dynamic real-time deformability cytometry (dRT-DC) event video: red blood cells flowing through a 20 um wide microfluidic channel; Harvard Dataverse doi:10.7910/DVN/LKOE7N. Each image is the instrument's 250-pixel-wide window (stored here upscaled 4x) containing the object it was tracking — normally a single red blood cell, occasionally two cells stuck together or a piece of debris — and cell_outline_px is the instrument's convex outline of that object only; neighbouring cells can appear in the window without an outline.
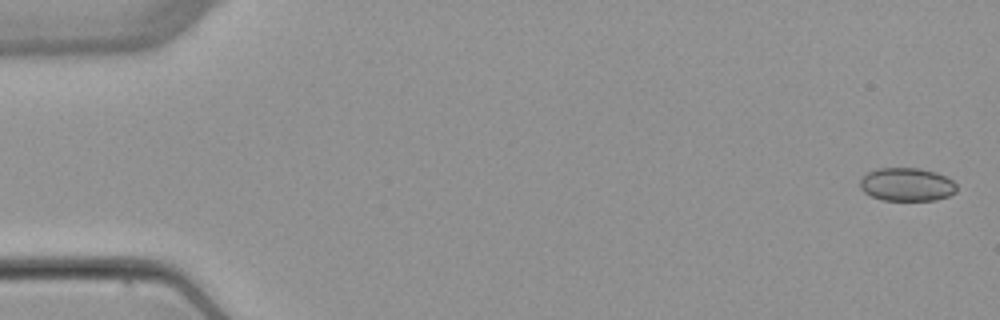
{"species": "common noctule bat (a hibernating species)", "species_latin": "Nyctalus noctula", "temperature_condition": "warm", "stored_images_in_passage": 5, "camera_frame_rate_fps": 3000, "um_per_image_px": 0.085, "animal": {"sex": "female", "body_mass_g": 22.7, "forearm_length_mm": 54.2}, "frame": {"image": 1, "passage_image": 1, "time_ms": 0.0, "image_size_px": [1000, 320], "cell_outline_px": [[956, 192], [948, 196], [936, 200], [880, 200], [864, 192], [860, 188], [860, 180], [868, 172], [876, 168], [920, 168], [936, 172], [952, 180], [956, 184]], "centroid_in_image_um": [77.07, 15.68], "position_along_channel_um": 7.9, "area_um2": 18.79}}
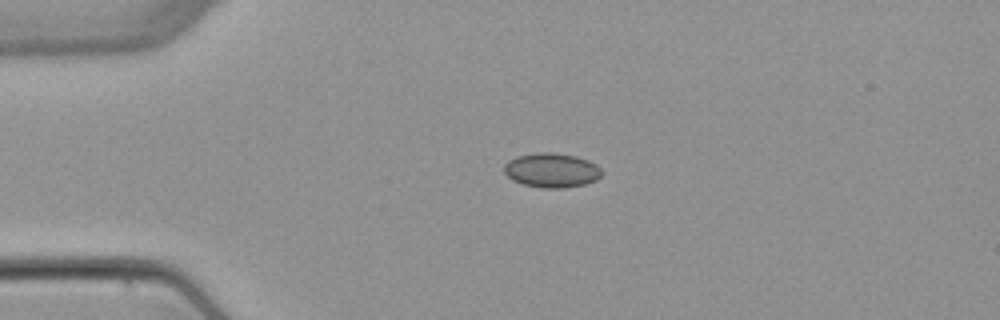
{"frame": {"image": 2, "passage_image": 4, "time_ms": 3.667, "image_size_px": [1000, 320], "cell_outline_px": [[604, 172], [596, 180], [584, 184], [564, 188], [544, 188], [524, 184], [512, 180], [504, 172], [504, 164], [508, 160], [516, 156], [540, 152], [552, 152], [576, 156], [588, 160], [596, 164]], "centroid_in_image_um": [46.89, 14.46], "position_along_channel_um": 38.1, "area_um2": 19.65}}